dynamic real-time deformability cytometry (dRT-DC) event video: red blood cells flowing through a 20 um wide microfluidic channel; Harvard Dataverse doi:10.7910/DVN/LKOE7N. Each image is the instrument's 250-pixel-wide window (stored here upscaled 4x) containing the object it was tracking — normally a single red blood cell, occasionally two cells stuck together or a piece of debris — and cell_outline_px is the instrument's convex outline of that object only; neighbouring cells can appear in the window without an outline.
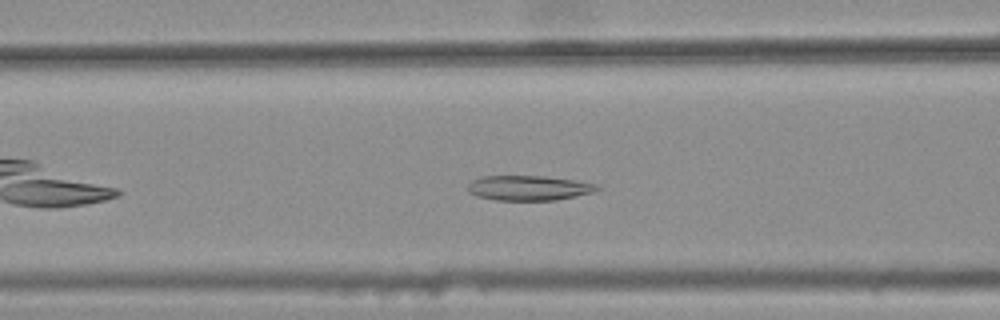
{"species": "common noctule bat (a hibernating species)", "species_latin": "Nyctalus noctula", "temperature_condition": "warm", "stored_images_in_passage": 33, "camera_frame_rate_fps": 3000, "um_per_image_px": 0.085, "animal": {"sex": "female", "body_mass_g": 25.1}, "frame": {"image": 1, "passage_image": 10, "time_ms": 3.0, "image_size_px": [1000, 320], "cell_outline_px": [[604, 188], [592, 192], [576, 196], [556, 200], [496, 200], [476, 196], [468, 192], [468, 184], [472, 180], [484, 176], [544, 176], [576, 180], [596, 184]], "centroid_in_image_um": [44.96, 15.97], "position_along_channel_um": 121.6, "area_um2": 18.84}}
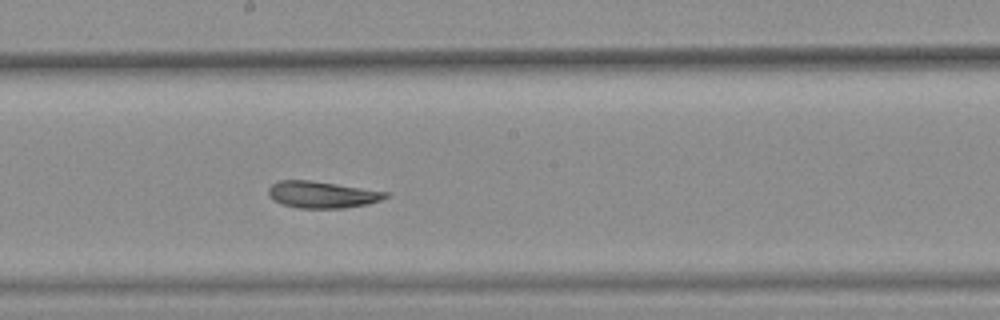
{"frame": {"image": 2, "passage_image": 18, "time_ms": 5.667, "image_size_px": [1000, 320], "cell_outline_px": [[388, 196], [380, 200], [368, 204], [344, 208], [300, 208], [280, 204], [272, 200], [268, 196], [268, 188], [272, 184], [280, 180], [308, 180], [336, 184], [388, 192]], "centroid_in_image_um": [27.32, 16.55], "position_along_channel_um": 220.9, "area_um2": 18.21}}
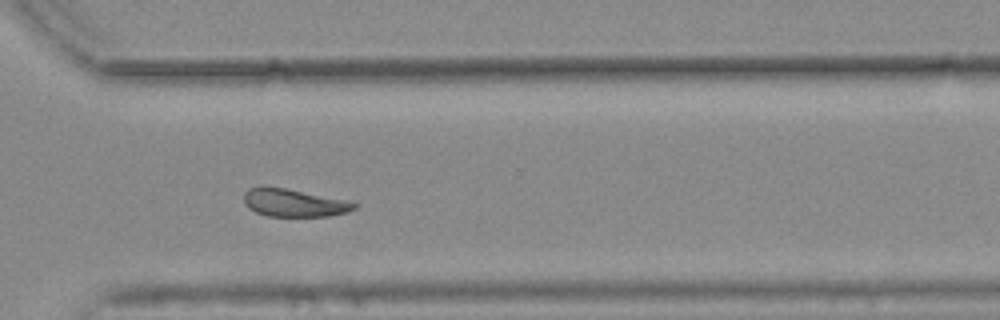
{"frame": {"image": 3, "passage_image": 28, "time_ms": 9.0, "image_size_px": [1000, 320], "cell_outline_px": [[360, 204], [356, 208], [348, 212], [328, 216], [268, 216], [256, 212], [248, 208], [244, 200], [244, 192], [248, 188], [284, 188], [344, 200]], "centroid_in_image_um": [25.0, 17.26], "position_along_channel_um": 345.6, "area_um2": 17.4}, "authors_computed_cell_mechanics": {"area_um2": 18.8428, "velocity_mm_per_s": 3.7312, "shape_relaxation_time_tau1_ms": null, "shape_relaxation_time_tau2_ms": 4.3817, "deformation_change_tau1": null, "deformation_change_tau2": 0.1059}}